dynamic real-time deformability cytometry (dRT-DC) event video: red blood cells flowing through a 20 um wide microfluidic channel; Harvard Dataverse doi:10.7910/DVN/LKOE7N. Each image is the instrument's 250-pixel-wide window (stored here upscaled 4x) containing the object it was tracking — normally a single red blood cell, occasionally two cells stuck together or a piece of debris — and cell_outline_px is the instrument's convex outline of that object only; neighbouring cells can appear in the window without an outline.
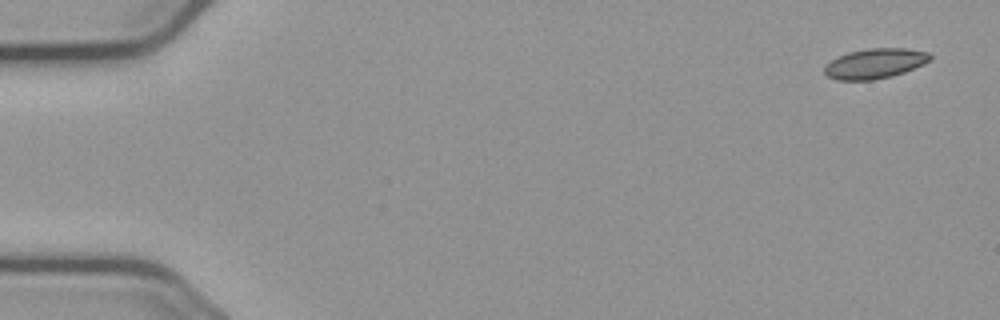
{"species": "common noctule bat (a hibernating species)", "species_latin": "Nyctalus noctula", "temperature_condition": "cold", "stored_images_in_passage": 20, "camera_frame_rate_fps": 3000, "um_per_image_px": 0.085, "animal": {"sex": "male", "body_mass_g": 23.1, "forearm_length_mm": 52.7}, "frame": {"image": 1, "passage_image": 1, "time_ms": 0.0, "image_size_px": [1000, 320], "cell_outline_px": [[932, 60], [924, 64], [904, 72], [892, 76], [872, 80], [836, 80], [828, 76], [824, 72], [824, 68], [832, 60], [848, 52], [868, 48], [904, 48], [928, 52], [932, 56]], "centroid_in_image_um": [74.4, 5.4], "position_along_channel_um": 10.6, "area_um2": 18.44}}
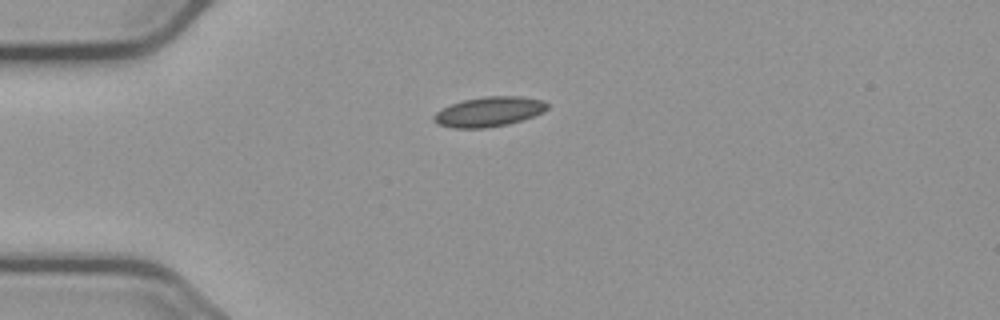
{"frame": {"image": 2, "passage_image": 13, "time_ms": 4.0, "image_size_px": [1000, 320], "cell_outline_px": [[548, 108], [544, 112], [508, 124], [484, 128], [452, 128], [436, 124], [432, 120], [432, 116], [436, 112], [452, 104], [464, 100], [484, 96], [520, 96], [544, 100], [548, 104]], "centroid_in_image_um": [41.55, 9.49], "position_along_channel_um": 43.5, "area_um2": 19.71}}
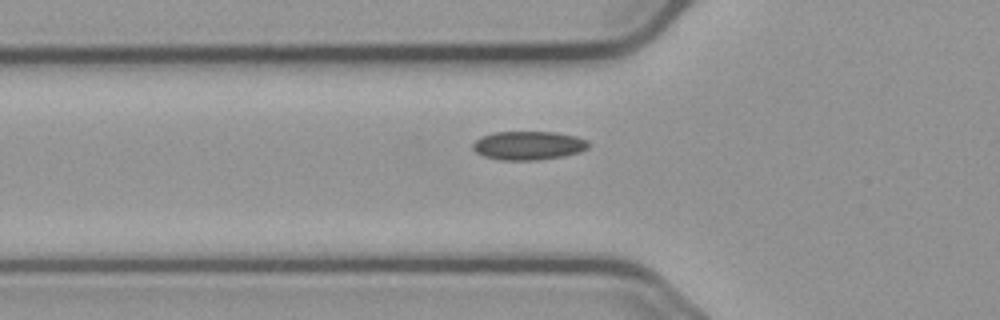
{"frame": {"image": 3, "passage_image": 18, "time_ms": 5.667, "image_size_px": [1000, 320], "cell_outline_px": [[588, 148], [580, 152], [560, 156], [536, 160], [504, 160], [484, 156], [476, 152], [472, 148], [472, 144], [480, 136], [496, 132], [556, 132], [576, 136], [588, 140]], "centroid_in_image_um": [44.91, 12.36], "position_along_channel_um": 80.9, "area_um2": 19.25}}